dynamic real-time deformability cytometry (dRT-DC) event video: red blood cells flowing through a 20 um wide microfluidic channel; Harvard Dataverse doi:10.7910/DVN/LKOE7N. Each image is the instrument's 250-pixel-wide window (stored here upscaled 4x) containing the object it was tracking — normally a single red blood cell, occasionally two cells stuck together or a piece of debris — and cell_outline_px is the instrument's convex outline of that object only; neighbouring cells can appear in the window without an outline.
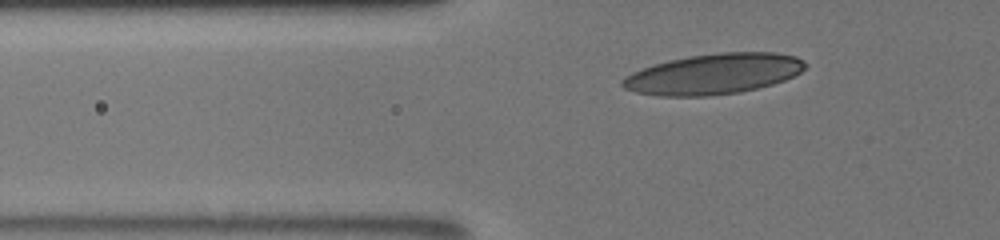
{"species": "human", "species_latin": "Homo sapiens", "temperature_condition": "room temperature", "stored_images_in_passage": 53, "camera_frame_rate_fps": 3000, "um_per_image_px": 0.085, "donor": {"sex": "male"}, "frame": {"image": 1, "passage_image": 13, "time_ms": 3.0, "image_size_px": [1000, 240], "cell_outline_px": [[808, 64], [800, 72], [784, 80], [772, 84], [740, 92], [708, 96], [660, 96], [636, 92], [624, 88], [620, 84], [620, 80], [624, 76], [632, 72], [668, 60], [692, 56], [720, 52], [776, 52], [796, 56], [804, 60]], "centroid_in_image_um": [60.66, 6.28], "position_along_channel_um": 65.1, "area_um2": 43.12}}
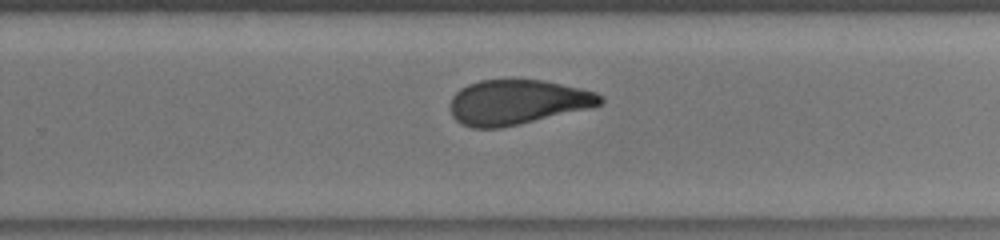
{"frame": {"image": 2, "passage_image": 37, "time_ms": 9.0, "image_size_px": [1000, 240], "cell_outline_px": [[604, 100], [600, 104], [588, 108], [500, 128], [472, 128], [460, 124], [452, 116], [448, 104], [452, 96], [460, 88], [468, 84], [480, 80], [544, 80], [580, 88], [596, 92], [604, 96]], "centroid_in_image_um": [43.92, 8.68], "position_along_channel_um": 285.9, "area_um2": 39.13}}
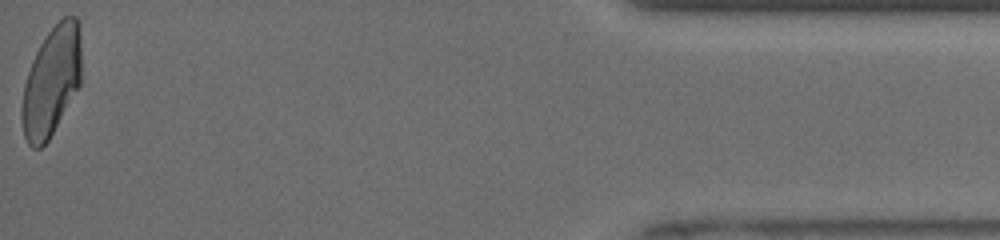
{"frame": {"image": 3, "passage_image": 53, "time_ms": 14.333, "image_size_px": [1000, 240], "cell_outline_px": [[80, 84], [48, 140], [40, 148], [32, 148], [28, 144], [24, 136], [20, 116], [20, 108], [24, 84], [32, 60], [40, 44], [48, 32], [64, 16], [76, 16], [80, 24]], "centroid_in_image_um": [4.35, 6.92], "position_along_channel_um": 430.9, "area_um2": 37.8}, "authors_computed_cell_mechanics": {"area_um2": 39.6508, "velocity_mm_per_s": 3.9407, "shape_relaxation_time_tau1_ms": null, "shape_relaxation_time_tau2_ms": 1.8959, "deformation_change_tau1": null, "deformation_change_tau2": 0.0945}}